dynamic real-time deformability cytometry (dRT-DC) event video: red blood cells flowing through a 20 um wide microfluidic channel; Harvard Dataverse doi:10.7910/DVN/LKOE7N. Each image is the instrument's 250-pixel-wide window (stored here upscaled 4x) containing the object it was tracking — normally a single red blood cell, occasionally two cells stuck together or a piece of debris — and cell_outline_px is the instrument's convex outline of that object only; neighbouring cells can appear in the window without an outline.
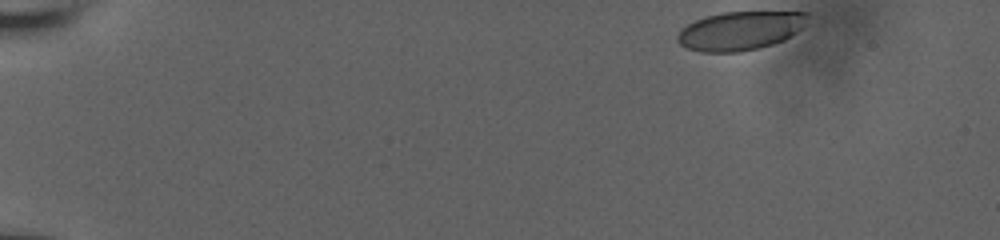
{"species": "human", "species_latin": "Homo sapiens", "temperature_condition": "room temperature", "stored_images_in_passage": 45, "camera_frame_rate_fps": 3000, "um_per_image_px": 0.085, "donor": {"sex": "male"}, "frame": {"image": 1, "passage_image": 1, "time_ms": 0.0, "image_size_px": [1000, 240], "cell_outline_px": [[808, 16], [804, 24], [796, 32], [784, 40], [772, 44], [740, 52], [700, 52], [688, 48], [680, 44], [676, 40], [676, 36], [680, 28], [696, 20], [720, 12], [808, 12]], "centroid_in_image_um": [62.87, 2.61], "position_along_channel_um": 22.1, "area_um2": 29.19}}
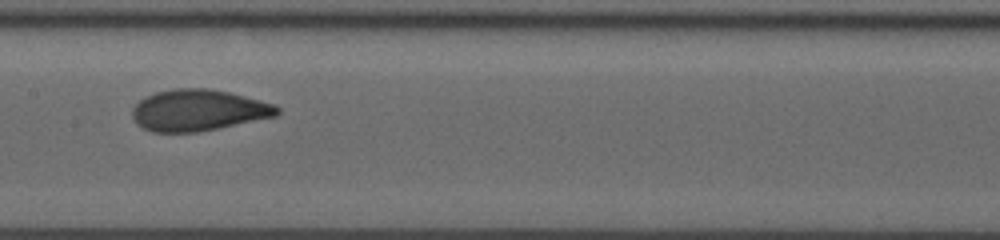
{"frame": {"image": 2, "passage_image": 25, "time_ms": 8.0, "image_size_px": [1000, 240], "cell_outline_px": [[280, 112], [276, 116], [196, 132], [152, 132], [136, 124], [132, 116], [132, 108], [144, 96], [156, 92], [172, 88], [208, 88], [228, 92], [276, 104], [280, 108]], "centroid_in_image_um": [16.83, 9.36], "position_along_channel_um": 190.6, "area_um2": 34.85}}
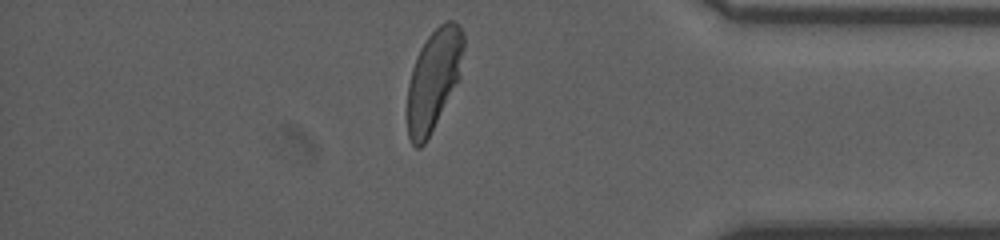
{"frame": {"image": 3, "passage_image": 43, "time_ms": 14.0, "image_size_px": [1000, 240], "cell_outline_px": [[464, 48], [460, 76], [424, 144], [420, 148], [416, 148], [412, 144], [408, 136], [408, 84], [412, 68], [416, 56], [420, 48], [428, 36], [440, 24], [448, 20], [452, 20], [460, 24], [464, 36]], "centroid_in_image_um": [36.86, 6.71], "position_along_channel_um": 398.3, "area_um2": 32.66}, "authors_computed_cell_mechanics": {"area_um2": 34.1598, "velocity_mm_per_s": 3.8145, "shape_relaxation_time_tau1_ms": 5.1639, "shape_relaxation_time_tau2_ms": null, "deformation_change_tau1": 0.1842, "deformation_change_tau2": null}}